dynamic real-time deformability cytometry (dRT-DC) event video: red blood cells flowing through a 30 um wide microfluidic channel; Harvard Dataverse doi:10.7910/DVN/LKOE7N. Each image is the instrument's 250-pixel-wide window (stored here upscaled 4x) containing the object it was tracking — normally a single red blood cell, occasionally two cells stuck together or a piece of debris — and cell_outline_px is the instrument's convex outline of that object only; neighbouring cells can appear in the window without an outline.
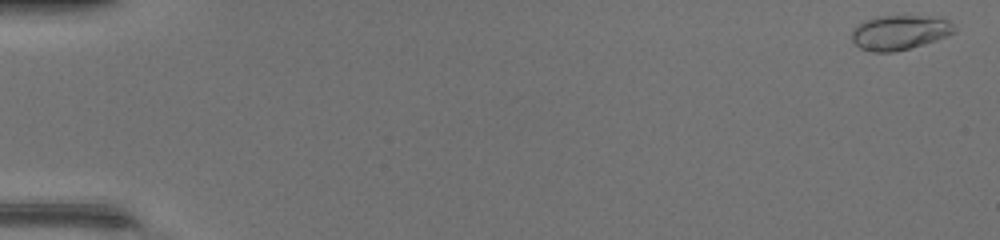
{"species": "common noctule bat (a hibernating species)", "species_latin": "Nyctalus noctula", "temperature_condition": "warm", "stored_images_in_passage": 48, "camera_frame_rate_fps": 3000, "um_per_image_px": 0.085, "animal": {"sex": "female", "body_mass_g": 17.0, "forearm_length_mm": 48.0}, "frame": {"image": 1, "passage_image": 1, "time_ms": 0.0, "image_size_px": [1000, 240], "cell_outline_px": [[956, 32], [948, 36], [936, 40], [908, 48], [892, 52], [872, 52], [860, 48], [852, 40], [852, 28], [864, 20], [876, 16], [920, 16], [948, 20], [956, 28]], "centroid_in_image_um": [76.44, 2.76], "position_along_channel_um": 8.6, "area_um2": 20.58}}
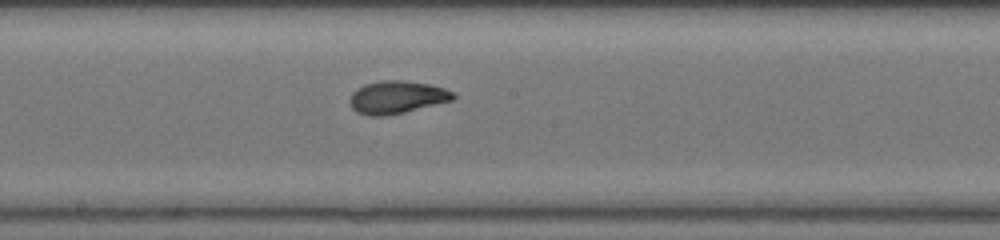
{"frame": {"image": 2, "passage_image": 27, "time_ms": 8.667, "image_size_px": [1000, 240], "cell_outline_px": [[456, 96], [452, 100], [404, 112], [384, 116], [368, 116], [356, 112], [352, 108], [348, 100], [352, 92], [356, 88], [364, 84], [380, 80], [404, 80], [428, 84], [444, 88], [452, 92]], "centroid_in_image_um": [33.67, 8.26], "position_along_channel_um": 214.5, "area_um2": 19.77}}
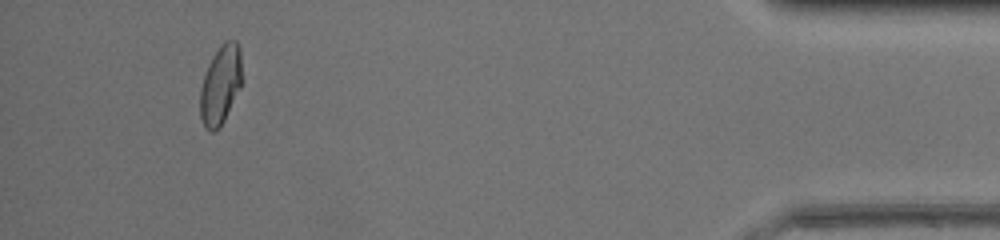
{"frame": {"image": 3, "passage_image": 45, "time_ms": 14.667, "image_size_px": [1000, 240], "cell_outline_px": [[244, 80], [220, 128], [212, 132], [204, 128], [200, 120], [200, 88], [208, 64], [212, 56], [220, 44], [224, 40], [236, 40], [240, 48]], "centroid_in_image_um": [18.76, 7.19], "position_along_channel_um": 416.4, "area_um2": 19.83}, "authors_computed_cell_mechanics": {"area_um2": 19.3052, "velocity_mm_per_s": 4.4243, "shape_relaxation_time_tau1_ms": 7.5823, "shape_relaxation_time_tau2_ms": 0.9033, "deformation_change_tau1": 0.2667, "deformation_change_tau2": 0.0392}}